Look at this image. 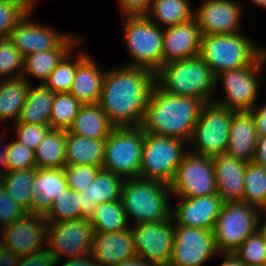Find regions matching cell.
I'll use <instances>...</instances> for the list:
<instances>
[{"instance_id":"34","label":"cell","mask_w":266,"mask_h":266,"mask_svg":"<svg viewBox=\"0 0 266 266\" xmlns=\"http://www.w3.org/2000/svg\"><path fill=\"white\" fill-rule=\"evenodd\" d=\"M66 130L50 129L35 152L36 168L65 166Z\"/></svg>"},{"instance_id":"39","label":"cell","mask_w":266,"mask_h":266,"mask_svg":"<svg viewBox=\"0 0 266 266\" xmlns=\"http://www.w3.org/2000/svg\"><path fill=\"white\" fill-rule=\"evenodd\" d=\"M80 193L67 187L53 202L51 210L44 217L47 223H57L81 218Z\"/></svg>"},{"instance_id":"9","label":"cell","mask_w":266,"mask_h":266,"mask_svg":"<svg viewBox=\"0 0 266 266\" xmlns=\"http://www.w3.org/2000/svg\"><path fill=\"white\" fill-rule=\"evenodd\" d=\"M263 212L245 202H224L213 228L218 252H233L259 230Z\"/></svg>"},{"instance_id":"35","label":"cell","mask_w":266,"mask_h":266,"mask_svg":"<svg viewBox=\"0 0 266 266\" xmlns=\"http://www.w3.org/2000/svg\"><path fill=\"white\" fill-rule=\"evenodd\" d=\"M90 221L94 233H111L130 227L121 200L97 204Z\"/></svg>"},{"instance_id":"27","label":"cell","mask_w":266,"mask_h":266,"mask_svg":"<svg viewBox=\"0 0 266 266\" xmlns=\"http://www.w3.org/2000/svg\"><path fill=\"white\" fill-rule=\"evenodd\" d=\"M106 69L87 54L77 65L70 94L83 105L98 104Z\"/></svg>"},{"instance_id":"33","label":"cell","mask_w":266,"mask_h":266,"mask_svg":"<svg viewBox=\"0 0 266 266\" xmlns=\"http://www.w3.org/2000/svg\"><path fill=\"white\" fill-rule=\"evenodd\" d=\"M36 168L25 170L8 171L0 179V184L4 187L11 198L28 213L31 211L34 201L33 182Z\"/></svg>"},{"instance_id":"16","label":"cell","mask_w":266,"mask_h":266,"mask_svg":"<svg viewBox=\"0 0 266 266\" xmlns=\"http://www.w3.org/2000/svg\"><path fill=\"white\" fill-rule=\"evenodd\" d=\"M235 0H205L194 10L201 36L241 32L242 6Z\"/></svg>"},{"instance_id":"30","label":"cell","mask_w":266,"mask_h":266,"mask_svg":"<svg viewBox=\"0 0 266 266\" xmlns=\"http://www.w3.org/2000/svg\"><path fill=\"white\" fill-rule=\"evenodd\" d=\"M54 95L44 84L34 86L31 83L26 102L15 123L49 125Z\"/></svg>"},{"instance_id":"18","label":"cell","mask_w":266,"mask_h":266,"mask_svg":"<svg viewBox=\"0 0 266 266\" xmlns=\"http://www.w3.org/2000/svg\"><path fill=\"white\" fill-rule=\"evenodd\" d=\"M176 198L181 201L172 207L171 217L175 224L213 230L224 203L218 194Z\"/></svg>"},{"instance_id":"15","label":"cell","mask_w":266,"mask_h":266,"mask_svg":"<svg viewBox=\"0 0 266 266\" xmlns=\"http://www.w3.org/2000/svg\"><path fill=\"white\" fill-rule=\"evenodd\" d=\"M136 255L154 266H168L174 240V221L170 219L131 225Z\"/></svg>"},{"instance_id":"22","label":"cell","mask_w":266,"mask_h":266,"mask_svg":"<svg viewBox=\"0 0 266 266\" xmlns=\"http://www.w3.org/2000/svg\"><path fill=\"white\" fill-rule=\"evenodd\" d=\"M91 255L98 266H114L135 256L131 226L117 232L94 233Z\"/></svg>"},{"instance_id":"26","label":"cell","mask_w":266,"mask_h":266,"mask_svg":"<svg viewBox=\"0 0 266 266\" xmlns=\"http://www.w3.org/2000/svg\"><path fill=\"white\" fill-rule=\"evenodd\" d=\"M257 140L255 122L250 111H233L227 151L239 160L251 162L255 157Z\"/></svg>"},{"instance_id":"11","label":"cell","mask_w":266,"mask_h":266,"mask_svg":"<svg viewBox=\"0 0 266 266\" xmlns=\"http://www.w3.org/2000/svg\"><path fill=\"white\" fill-rule=\"evenodd\" d=\"M233 111L218 104L206 103L188 142L189 152L206 157H215L226 151L229 142Z\"/></svg>"},{"instance_id":"44","label":"cell","mask_w":266,"mask_h":266,"mask_svg":"<svg viewBox=\"0 0 266 266\" xmlns=\"http://www.w3.org/2000/svg\"><path fill=\"white\" fill-rule=\"evenodd\" d=\"M12 127L17 131L15 132L17 133L16 140L33 151L37 149L51 129L50 125L25 123H13Z\"/></svg>"},{"instance_id":"8","label":"cell","mask_w":266,"mask_h":266,"mask_svg":"<svg viewBox=\"0 0 266 266\" xmlns=\"http://www.w3.org/2000/svg\"><path fill=\"white\" fill-rule=\"evenodd\" d=\"M186 144L179 138L145 133L139 177L170 184L189 151Z\"/></svg>"},{"instance_id":"7","label":"cell","mask_w":266,"mask_h":266,"mask_svg":"<svg viewBox=\"0 0 266 266\" xmlns=\"http://www.w3.org/2000/svg\"><path fill=\"white\" fill-rule=\"evenodd\" d=\"M122 28L124 44L132 57L130 67H142L157 72L163 65L164 28L147 16H126Z\"/></svg>"},{"instance_id":"20","label":"cell","mask_w":266,"mask_h":266,"mask_svg":"<svg viewBox=\"0 0 266 266\" xmlns=\"http://www.w3.org/2000/svg\"><path fill=\"white\" fill-rule=\"evenodd\" d=\"M200 44L201 33L195 18L164 28L163 64L198 56Z\"/></svg>"},{"instance_id":"3","label":"cell","mask_w":266,"mask_h":266,"mask_svg":"<svg viewBox=\"0 0 266 266\" xmlns=\"http://www.w3.org/2000/svg\"><path fill=\"white\" fill-rule=\"evenodd\" d=\"M156 84L169 94L199 98L205 104L213 102L217 91L216 76L199 55L163 64Z\"/></svg>"},{"instance_id":"32","label":"cell","mask_w":266,"mask_h":266,"mask_svg":"<svg viewBox=\"0 0 266 266\" xmlns=\"http://www.w3.org/2000/svg\"><path fill=\"white\" fill-rule=\"evenodd\" d=\"M189 0H152L146 15L159 27L166 28L194 18Z\"/></svg>"},{"instance_id":"24","label":"cell","mask_w":266,"mask_h":266,"mask_svg":"<svg viewBox=\"0 0 266 266\" xmlns=\"http://www.w3.org/2000/svg\"><path fill=\"white\" fill-rule=\"evenodd\" d=\"M124 178L100 169L88 189L80 192L81 218L91 219L96 205L121 200Z\"/></svg>"},{"instance_id":"13","label":"cell","mask_w":266,"mask_h":266,"mask_svg":"<svg viewBox=\"0 0 266 266\" xmlns=\"http://www.w3.org/2000/svg\"><path fill=\"white\" fill-rule=\"evenodd\" d=\"M94 229L89 219L80 218L48 223L47 247L57 259L76 258L91 253Z\"/></svg>"},{"instance_id":"23","label":"cell","mask_w":266,"mask_h":266,"mask_svg":"<svg viewBox=\"0 0 266 266\" xmlns=\"http://www.w3.org/2000/svg\"><path fill=\"white\" fill-rule=\"evenodd\" d=\"M82 36L68 34L54 49L39 51L24 57L21 78L31 84L29 77L38 79L42 84L62 59L77 46L83 45ZM29 76V77H27Z\"/></svg>"},{"instance_id":"41","label":"cell","mask_w":266,"mask_h":266,"mask_svg":"<svg viewBox=\"0 0 266 266\" xmlns=\"http://www.w3.org/2000/svg\"><path fill=\"white\" fill-rule=\"evenodd\" d=\"M23 55L9 38L0 39V80L21 78Z\"/></svg>"},{"instance_id":"10","label":"cell","mask_w":266,"mask_h":266,"mask_svg":"<svg viewBox=\"0 0 266 266\" xmlns=\"http://www.w3.org/2000/svg\"><path fill=\"white\" fill-rule=\"evenodd\" d=\"M144 139L141 126L115 127L106 138L102 169L124 179L139 177Z\"/></svg>"},{"instance_id":"5","label":"cell","mask_w":266,"mask_h":266,"mask_svg":"<svg viewBox=\"0 0 266 266\" xmlns=\"http://www.w3.org/2000/svg\"><path fill=\"white\" fill-rule=\"evenodd\" d=\"M265 49L241 32L206 35L201 36L199 56L217 76L224 71L249 66Z\"/></svg>"},{"instance_id":"4","label":"cell","mask_w":266,"mask_h":266,"mask_svg":"<svg viewBox=\"0 0 266 266\" xmlns=\"http://www.w3.org/2000/svg\"><path fill=\"white\" fill-rule=\"evenodd\" d=\"M170 184L137 178L124 179L121 202L129 222H158L171 218Z\"/></svg>"},{"instance_id":"52","label":"cell","mask_w":266,"mask_h":266,"mask_svg":"<svg viewBox=\"0 0 266 266\" xmlns=\"http://www.w3.org/2000/svg\"><path fill=\"white\" fill-rule=\"evenodd\" d=\"M61 266H98V265L96 261L93 259L91 253H89L80 257L72 259L69 258V260L65 261V263H63Z\"/></svg>"},{"instance_id":"58","label":"cell","mask_w":266,"mask_h":266,"mask_svg":"<svg viewBox=\"0 0 266 266\" xmlns=\"http://www.w3.org/2000/svg\"><path fill=\"white\" fill-rule=\"evenodd\" d=\"M24 1L31 9H34L38 0H22Z\"/></svg>"},{"instance_id":"56","label":"cell","mask_w":266,"mask_h":266,"mask_svg":"<svg viewBox=\"0 0 266 266\" xmlns=\"http://www.w3.org/2000/svg\"><path fill=\"white\" fill-rule=\"evenodd\" d=\"M266 216V212H264V214ZM266 219V217H265ZM261 221H260V225H259V231L262 233L264 239H265V242H266V220L263 221V224L261 225Z\"/></svg>"},{"instance_id":"37","label":"cell","mask_w":266,"mask_h":266,"mask_svg":"<svg viewBox=\"0 0 266 266\" xmlns=\"http://www.w3.org/2000/svg\"><path fill=\"white\" fill-rule=\"evenodd\" d=\"M76 49L71 50L43 83L54 93H69L73 84L76 67L78 63L87 55L82 53L75 58L72 56ZM73 57V58H72ZM74 59V60H73Z\"/></svg>"},{"instance_id":"50","label":"cell","mask_w":266,"mask_h":266,"mask_svg":"<svg viewBox=\"0 0 266 266\" xmlns=\"http://www.w3.org/2000/svg\"><path fill=\"white\" fill-rule=\"evenodd\" d=\"M20 256L0 243V266H18Z\"/></svg>"},{"instance_id":"51","label":"cell","mask_w":266,"mask_h":266,"mask_svg":"<svg viewBox=\"0 0 266 266\" xmlns=\"http://www.w3.org/2000/svg\"><path fill=\"white\" fill-rule=\"evenodd\" d=\"M253 162L266 167V135L258 136L256 153Z\"/></svg>"},{"instance_id":"43","label":"cell","mask_w":266,"mask_h":266,"mask_svg":"<svg viewBox=\"0 0 266 266\" xmlns=\"http://www.w3.org/2000/svg\"><path fill=\"white\" fill-rule=\"evenodd\" d=\"M101 167L95 165H65L67 186L77 192L88 189Z\"/></svg>"},{"instance_id":"48","label":"cell","mask_w":266,"mask_h":266,"mask_svg":"<svg viewBox=\"0 0 266 266\" xmlns=\"http://www.w3.org/2000/svg\"><path fill=\"white\" fill-rule=\"evenodd\" d=\"M123 17L146 16L152 0H116Z\"/></svg>"},{"instance_id":"17","label":"cell","mask_w":266,"mask_h":266,"mask_svg":"<svg viewBox=\"0 0 266 266\" xmlns=\"http://www.w3.org/2000/svg\"><path fill=\"white\" fill-rule=\"evenodd\" d=\"M0 231V243L20 257L47 246L48 223L40 215L28 213Z\"/></svg>"},{"instance_id":"21","label":"cell","mask_w":266,"mask_h":266,"mask_svg":"<svg viewBox=\"0 0 266 266\" xmlns=\"http://www.w3.org/2000/svg\"><path fill=\"white\" fill-rule=\"evenodd\" d=\"M216 189L223 202L242 201L247 162L235 158L229 151L213 157Z\"/></svg>"},{"instance_id":"45","label":"cell","mask_w":266,"mask_h":266,"mask_svg":"<svg viewBox=\"0 0 266 266\" xmlns=\"http://www.w3.org/2000/svg\"><path fill=\"white\" fill-rule=\"evenodd\" d=\"M7 159L9 171L36 168L35 152L22 145L16 139L8 144Z\"/></svg>"},{"instance_id":"1","label":"cell","mask_w":266,"mask_h":266,"mask_svg":"<svg viewBox=\"0 0 266 266\" xmlns=\"http://www.w3.org/2000/svg\"><path fill=\"white\" fill-rule=\"evenodd\" d=\"M155 84L156 73L151 70L110 67L104 74L98 105L115 127L141 126Z\"/></svg>"},{"instance_id":"14","label":"cell","mask_w":266,"mask_h":266,"mask_svg":"<svg viewBox=\"0 0 266 266\" xmlns=\"http://www.w3.org/2000/svg\"><path fill=\"white\" fill-rule=\"evenodd\" d=\"M218 253L213 230L174 223V240L168 266H203Z\"/></svg>"},{"instance_id":"46","label":"cell","mask_w":266,"mask_h":266,"mask_svg":"<svg viewBox=\"0 0 266 266\" xmlns=\"http://www.w3.org/2000/svg\"><path fill=\"white\" fill-rule=\"evenodd\" d=\"M28 212L17 204L0 184V223L2 228L23 218Z\"/></svg>"},{"instance_id":"42","label":"cell","mask_w":266,"mask_h":266,"mask_svg":"<svg viewBox=\"0 0 266 266\" xmlns=\"http://www.w3.org/2000/svg\"><path fill=\"white\" fill-rule=\"evenodd\" d=\"M29 10L31 8L22 0H0V39L9 38Z\"/></svg>"},{"instance_id":"6","label":"cell","mask_w":266,"mask_h":266,"mask_svg":"<svg viewBox=\"0 0 266 266\" xmlns=\"http://www.w3.org/2000/svg\"><path fill=\"white\" fill-rule=\"evenodd\" d=\"M265 64L266 49L249 66L224 71L217 75L216 87L221 83L219 87H223L224 97L215 96L213 102L235 112L250 111L258 105L259 82L262 80L260 78Z\"/></svg>"},{"instance_id":"53","label":"cell","mask_w":266,"mask_h":266,"mask_svg":"<svg viewBox=\"0 0 266 266\" xmlns=\"http://www.w3.org/2000/svg\"><path fill=\"white\" fill-rule=\"evenodd\" d=\"M114 266H154L150 261L140 256H133L129 259L121 261Z\"/></svg>"},{"instance_id":"54","label":"cell","mask_w":266,"mask_h":266,"mask_svg":"<svg viewBox=\"0 0 266 266\" xmlns=\"http://www.w3.org/2000/svg\"><path fill=\"white\" fill-rule=\"evenodd\" d=\"M218 255L224 257L221 266H246L233 252H219Z\"/></svg>"},{"instance_id":"49","label":"cell","mask_w":266,"mask_h":266,"mask_svg":"<svg viewBox=\"0 0 266 266\" xmlns=\"http://www.w3.org/2000/svg\"><path fill=\"white\" fill-rule=\"evenodd\" d=\"M255 105L251 110L250 113L253 117L255 122V128L257 131L258 136L266 135V103L262 104L261 106Z\"/></svg>"},{"instance_id":"38","label":"cell","mask_w":266,"mask_h":266,"mask_svg":"<svg viewBox=\"0 0 266 266\" xmlns=\"http://www.w3.org/2000/svg\"><path fill=\"white\" fill-rule=\"evenodd\" d=\"M82 105L70 93H55L49 119L51 129L68 131Z\"/></svg>"},{"instance_id":"19","label":"cell","mask_w":266,"mask_h":266,"mask_svg":"<svg viewBox=\"0 0 266 266\" xmlns=\"http://www.w3.org/2000/svg\"><path fill=\"white\" fill-rule=\"evenodd\" d=\"M32 11L33 9L29 10L17 23L9 37L23 57L54 49L68 35V33H61L59 30L57 32L54 28L30 20Z\"/></svg>"},{"instance_id":"55","label":"cell","mask_w":266,"mask_h":266,"mask_svg":"<svg viewBox=\"0 0 266 266\" xmlns=\"http://www.w3.org/2000/svg\"><path fill=\"white\" fill-rule=\"evenodd\" d=\"M3 136L0 138V141L4 140L2 139ZM2 141L0 142V144H2ZM8 144L9 143H6V145H4L5 147H3L1 145V147L3 148L0 152V167H1V170H0V179H2L6 174L7 172L9 171V167H8V159H7V154H8ZM0 147V148H1ZM3 169V170H2Z\"/></svg>"},{"instance_id":"29","label":"cell","mask_w":266,"mask_h":266,"mask_svg":"<svg viewBox=\"0 0 266 266\" xmlns=\"http://www.w3.org/2000/svg\"><path fill=\"white\" fill-rule=\"evenodd\" d=\"M115 126L98 104L82 105L72 126L70 134L88 138H107Z\"/></svg>"},{"instance_id":"12","label":"cell","mask_w":266,"mask_h":266,"mask_svg":"<svg viewBox=\"0 0 266 266\" xmlns=\"http://www.w3.org/2000/svg\"><path fill=\"white\" fill-rule=\"evenodd\" d=\"M172 197H199L218 194L212 157L187 152L170 183Z\"/></svg>"},{"instance_id":"47","label":"cell","mask_w":266,"mask_h":266,"mask_svg":"<svg viewBox=\"0 0 266 266\" xmlns=\"http://www.w3.org/2000/svg\"><path fill=\"white\" fill-rule=\"evenodd\" d=\"M57 259L46 248L20 257L18 266H56Z\"/></svg>"},{"instance_id":"28","label":"cell","mask_w":266,"mask_h":266,"mask_svg":"<svg viewBox=\"0 0 266 266\" xmlns=\"http://www.w3.org/2000/svg\"><path fill=\"white\" fill-rule=\"evenodd\" d=\"M106 138H88L66 131L65 165H95L102 168Z\"/></svg>"},{"instance_id":"25","label":"cell","mask_w":266,"mask_h":266,"mask_svg":"<svg viewBox=\"0 0 266 266\" xmlns=\"http://www.w3.org/2000/svg\"><path fill=\"white\" fill-rule=\"evenodd\" d=\"M67 187L64 167L36 168L32 185L35 197L29 214L45 217L51 210L54 199Z\"/></svg>"},{"instance_id":"57","label":"cell","mask_w":266,"mask_h":266,"mask_svg":"<svg viewBox=\"0 0 266 266\" xmlns=\"http://www.w3.org/2000/svg\"><path fill=\"white\" fill-rule=\"evenodd\" d=\"M259 8L266 9V0H249Z\"/></svg>"},{"instance_id":"2","label":"cell","mask_w":266,"mask_h":266,"mask_svg":"<svg viewBox=\"0 0 266 266\" xmlns=\"http://www.w3.org/2000/svg\"><path fill=\"white\" fill-rule=\"evenodd\" d=\"M204 105L199 98L169 94L155 84L141 127L145 133L189 142Z\"/></svg>"},{"instance_id":"31","label":"cell","mask_w":266,"mask_h":266,"mask_svg":"<svg viewBox=\"0 0 266 266\" xmlns=\"http://www.w3.org/2000/svg\"><path fill=\"white\" fill-rule=\"evenodd\" d=\"M29 86L24 78L0 80V122L15 123L19 119Z\"/></svg>"},{"instance_id":"40","label":"cell","mask_w":266,"mask_h":266,"mask_svg":"<svg viewBox=\"0 0 266 266\" xmlns=\"http://www.w3.org/2000/svg\"><path fill=\"white\" fill-rule=\"evenodd\" d=\"M233 253L246 266L266 265V242L262 233L258 230L248 236Z\"/></svg>"},{"instance_id":"36","label":"cell","mask_w":266,"mask_h":266,"mask_svg":"<svg viewBox=\"0 0 266 266\" xmlns=\"http://www.w3.org/2000/svg\"><path fill=\"white\" fill-rule=\"evenodd\" d=\"M242 202L266 212V167L251 161L246 164Z\"/></svg>"}]
</instances>
